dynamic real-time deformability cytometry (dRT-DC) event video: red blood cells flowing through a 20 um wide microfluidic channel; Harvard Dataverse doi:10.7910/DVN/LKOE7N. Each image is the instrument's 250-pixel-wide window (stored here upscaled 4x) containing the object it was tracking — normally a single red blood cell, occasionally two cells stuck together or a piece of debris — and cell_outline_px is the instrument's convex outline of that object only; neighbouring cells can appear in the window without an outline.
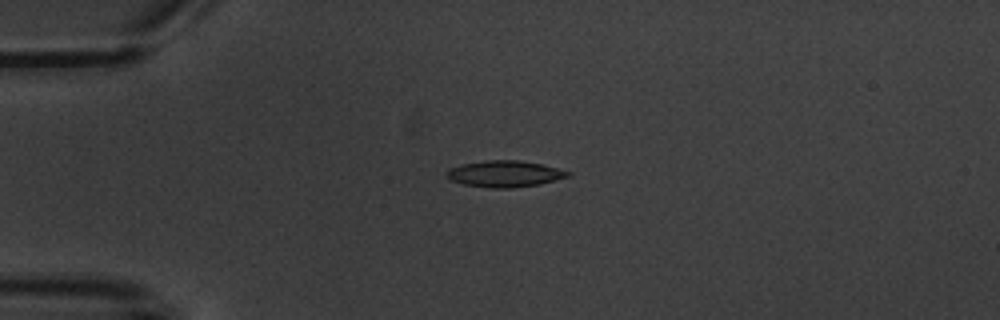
{"species": "common noctule bat (a hibernating species)", "species_latin": "Nyctalus noctula", "temperature_condition": "warm", "stored_images_in_passage": 10, "camera_frame_rate_fps": 3000, "um_per_image_px": 0.085, "animal": {"sex": "male", "body_mass_g": 20.1, "forearm_length_mm": 53.5}, "frame": {"image": 1, "passage_image": 4, "time_ms": 3.333, "image_size_px": [1000, 320], "cell_outline_px": [[572, 176], [540, 184], [512, 188], [492, 188], [464, 184], [452, 180], [444, 172], [448, 168], [460, 164], [488, 160], [520, 160], [540, 164], [572, 172]], "centroid_in_image_um": [42.91, 14.77], "position_along_channel_um": 42.1, "area_um2": 18.67}}
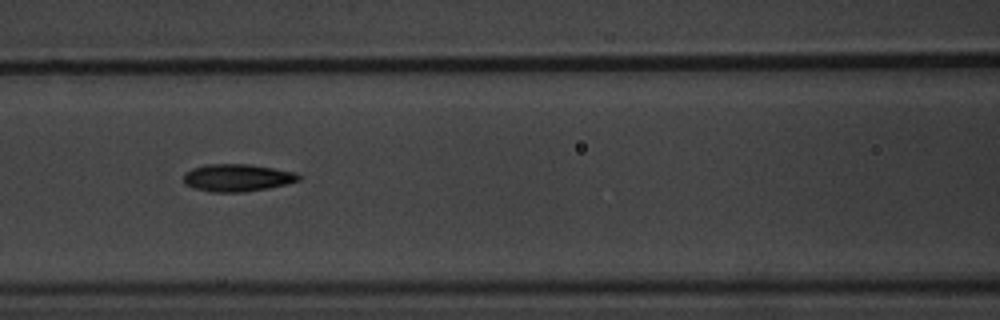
{"frame": {"image": 2, "passage_image": 7, "time_ms": 7.0, "image_size_px": [1000, 320], "cell_outline_px": [[300, 180], [288, 184], [268, 188], [244, 192], [212, 192], [192, 188], [184, 184], [184, 172], [192, 168], [204, 164], [248, 164], [296, 172], [300, 176]], "centroid_in_image_um": [20.14, 15.11], "position_along_channel_um": 146.5, "area_um2": 18.55}}
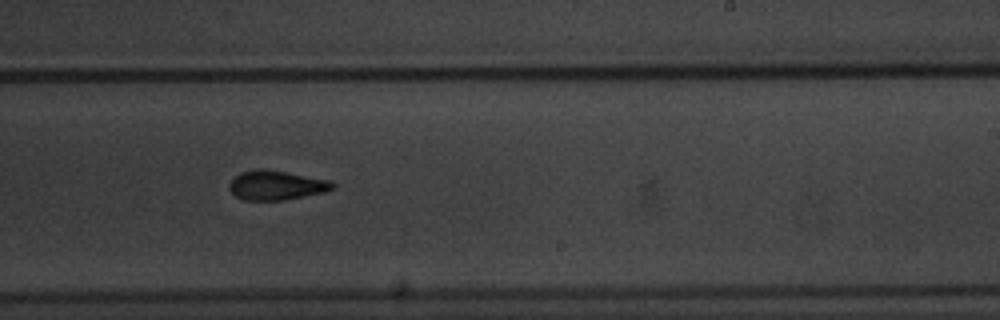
{"frame": {"image": 3, "passage_image": 10, "time_ms": 10.333, "image_size_px": [1000, 320], "cell_outline_px": [[336, 188], [324, 192], [284, 200], [244, 200], [236, 196], [228, 188], [228, 184], [240, 172], [256, 168], [264, 168], [328, 180], [336, 184]], "centroid_in_image_um": [23.47, 15.74], "position_along_channel_um": 265.5, "area_um2": 17.69}}